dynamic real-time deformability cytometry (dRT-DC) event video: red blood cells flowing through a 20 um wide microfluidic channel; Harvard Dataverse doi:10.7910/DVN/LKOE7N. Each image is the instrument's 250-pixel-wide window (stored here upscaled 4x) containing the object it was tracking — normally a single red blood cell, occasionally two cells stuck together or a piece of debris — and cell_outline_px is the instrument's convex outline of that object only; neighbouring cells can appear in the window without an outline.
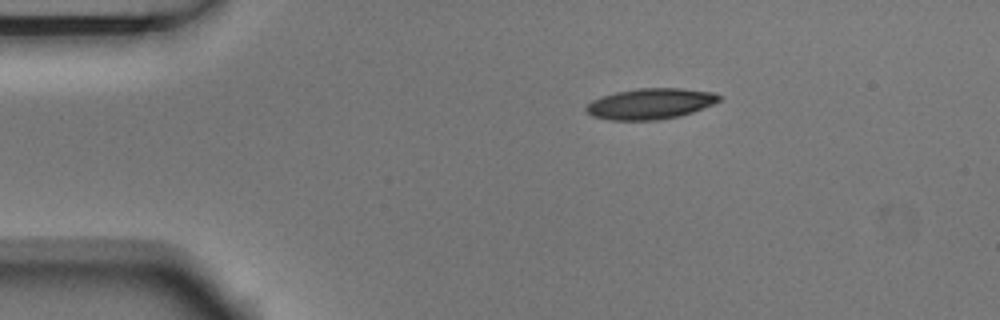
{"species": "Egyptian fruit bat (a non-hibernating species)", "species_latin": "Rousettus aegyptiacus", "temperature_condition": "room temperature", "stored_images_in_passage": 5, "camera_frame_rate_fps": 3000, "um_per_image_px": 0.085, "animal": {"sex": "male"}, "frame": {"image": 1, "passage_image": 1, "time_ms": 0.0, "image_size_px": [1000, 320], "cell_outline_px": [[724, 96], [720, 100], [712, 104], [692, 112], [680, 116], [656, 120], [608, 120], [592, 116], [584, 108], [592, 100], [616, 92], [640, 88], [680, 88], [712, 92]], "centroid_in_image_um": [55.29, 8.82], "position_along_channel_um": 29.7, "area_um2": 23.76}}
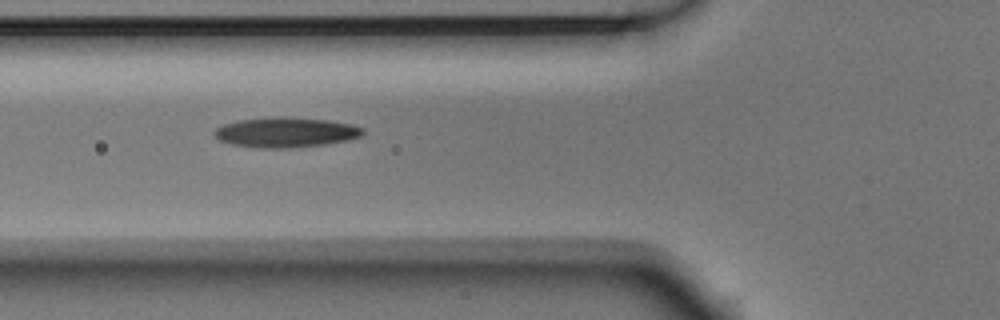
{"frame": {"image": 2, "passage_image": 4, "time_ms": 1.0, "image_size_px": [1000, 320], "cell_outline_px": [[364, 132], [360, 136], [348, 140], [324, 144], [288, 148], [256, 148], [232, 144], [220, 140], [212, 132], [216, 128], [224, 124], [240, 120], [276, 116], [288, 116], [328, 120], [352, 124], [364, 128]], "centroid_in_image_um": [24.3, 11.24], "position_along_channel_um": 101.5, "area_um2": 26.07}}
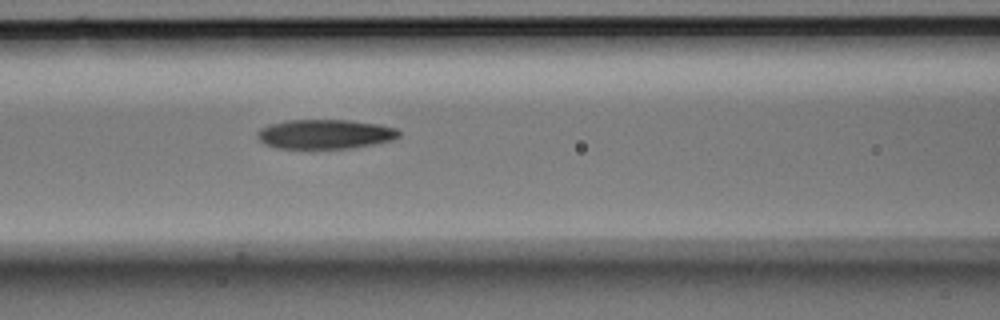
{"frame": {"image": 3, "passage_image": 5, "time_ms": 1.333, "image_size_px": [1000, 320], "cell_outline_px": [[400, 136], [392, 140], [372, 144], [348, 148], [276, 148], [264, 144], [256, 136], [256, 132], [260, 128], [268, 124], [288, 120], [348, 120], [376, 124], [396, 128], [400, 132]], "centroid_in_image_um": [27.58, 11.4], "position_along_channel_um": 139.0, "area_um2": 24.22}}